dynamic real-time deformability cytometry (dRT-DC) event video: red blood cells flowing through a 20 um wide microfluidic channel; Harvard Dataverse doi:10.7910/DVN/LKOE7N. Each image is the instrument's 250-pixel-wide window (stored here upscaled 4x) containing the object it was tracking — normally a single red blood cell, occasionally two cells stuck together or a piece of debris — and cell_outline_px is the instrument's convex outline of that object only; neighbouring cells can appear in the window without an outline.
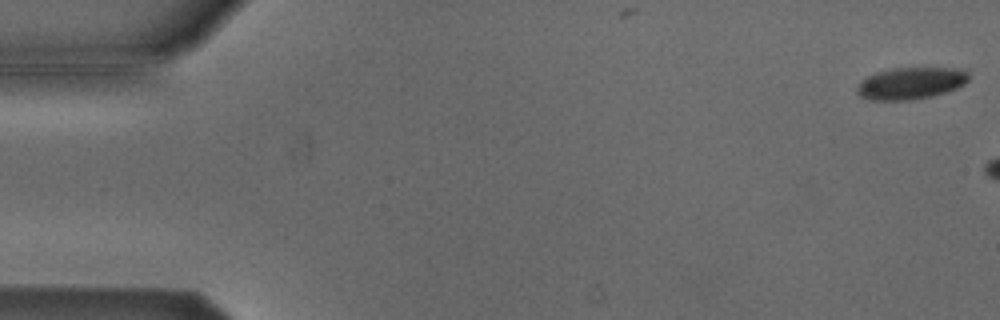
{"species": "Egyptian fruit bat (a non-hibernating species)", "species_latin": "Rousettus aegyptiacus", "temperature_condition": "cold", "stored_images_in_passage": 6, "camera_frame_rate_fps": 3000, "um_per_image_px": 0.085, "animal": {"sex": "male"}, "frame": {"image": 1, "passage_image": 1, "time_ms": 0.0, "image_size_px": [1000, 320], "cell_outline_px": [[968, 80], [964, 84], [956, 88], [932, 96], [908, 100], [868, 100], [860, 96], [856, 92], [856, 84], [868, 76], [876, 72], [892, 68], [964, 68], [968, 72]], "centroid_in_image_um": [77.39, 7.07], "position_along_channel_um": 7.6, "area_um2": 20.87}}